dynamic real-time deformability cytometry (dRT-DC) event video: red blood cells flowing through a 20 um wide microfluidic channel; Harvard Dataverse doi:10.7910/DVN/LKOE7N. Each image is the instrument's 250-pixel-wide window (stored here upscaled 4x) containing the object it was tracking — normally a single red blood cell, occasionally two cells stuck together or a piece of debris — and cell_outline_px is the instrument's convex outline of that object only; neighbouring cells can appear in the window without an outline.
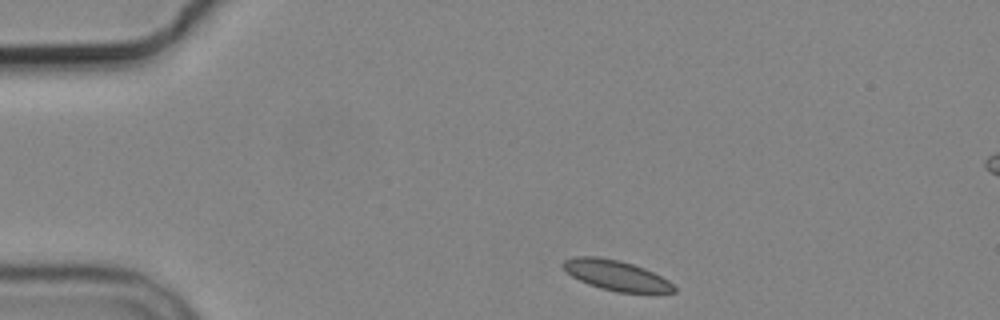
{"species": "common noctule bat (a hibernating species)", "species_latin": "Nyctalus noctula", "temperature_condition": "cold", "stored_images_in_passage": 3, "segment_of_instrument_passage": [1, 2], "camera_frame_rate_fps": 3000, "um_per_image_px": 0.085, "animal": {"sex": "male", "body_mass_g": 19.2, "forearm_length_mm": 51.8}, "frame": {"image": 1, "passage_image": 1, "time_ms": 0.0, "image_size_px": [1000, 320], "cell_outline_px": [[676, 292], [656, 296], [616, 292], [600, 288], [588, 284], [572, 276], [560, 264], [564, 260], [572, 256], [596, 256], [620, 260], [644, 268], [668, 280], [676, 288]], "centroid_in_image_um": [52.46, 23.45], "position_along_channel_um": 32.5, "area_um2": 20.23}}